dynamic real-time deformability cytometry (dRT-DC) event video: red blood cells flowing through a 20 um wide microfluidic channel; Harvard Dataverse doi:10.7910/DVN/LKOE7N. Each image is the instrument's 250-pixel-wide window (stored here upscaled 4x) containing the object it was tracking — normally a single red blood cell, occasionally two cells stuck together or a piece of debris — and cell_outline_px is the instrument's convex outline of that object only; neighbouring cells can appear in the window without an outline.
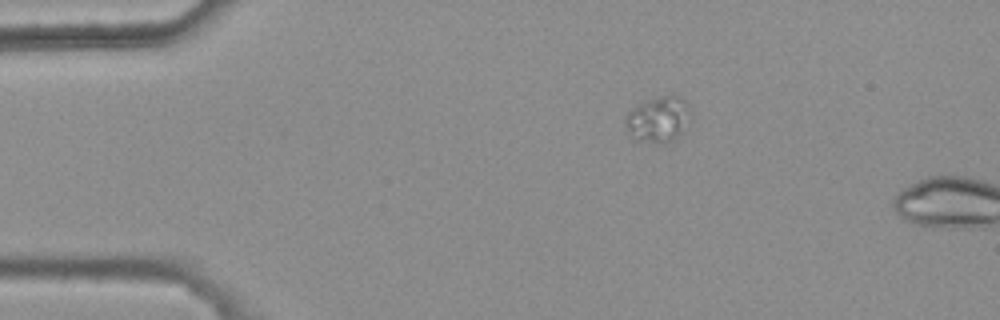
{"species": "common noctule bat (a hibernating species)", "species_latin": "Nyctalus noctula", "temperature_condition": "warm", "stored_images_in_passage": 2, "camera_frame_rate_fps": 3000, "um_per_image_px": 0.085, "animal": {"sex": "female", "body_mass_g": 25.1}, "frame": {"image": 1, "passage_image": 1, "time_ms": 0.0, "image_size_px": [1000, 320], "cell_outline_px": [[692, 116], [680, 132], [676, 136], [660, 144], [636, 140], [632, 136], [624, 124], [624, 116], [628, 112], [640, 104], [648, 100], [660, 96], [680, 96], [684, 100], [692, 112]], "centroid_in_image_um": [55.94, 10.13], "position_along_channel_um": 29.1, "area_um2": 17.05}}